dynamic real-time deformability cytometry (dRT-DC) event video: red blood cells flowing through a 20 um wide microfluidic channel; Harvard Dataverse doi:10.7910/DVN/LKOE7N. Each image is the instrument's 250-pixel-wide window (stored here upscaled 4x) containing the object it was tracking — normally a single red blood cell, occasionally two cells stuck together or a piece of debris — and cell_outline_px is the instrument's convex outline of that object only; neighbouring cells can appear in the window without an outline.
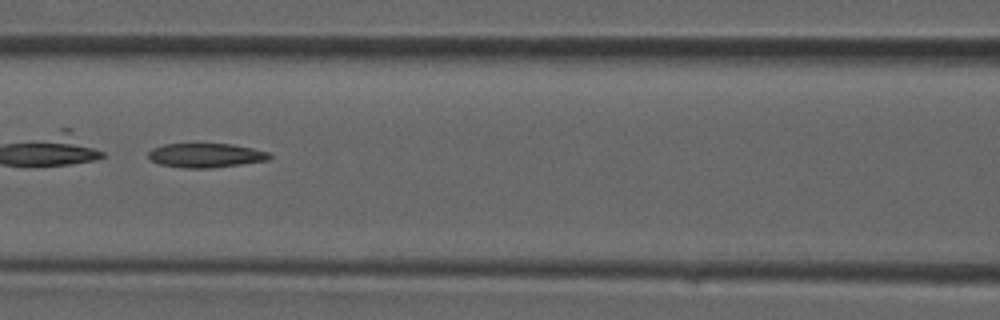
{"species": "common noctule bat (a hibernating species)", "species_latin": "Nyctalus noctula", "temperature_condition": "room temperature", "stored_images_in_passage": 36, "camera_frame_rate_fps": 3000, "um_per_image_px": 0.085, "animal": {"sex": "male", "forearm_length_mm": 52.5}, "frame": {"image": 1, "passage_image": 16, "time_ms": 5.0, "image_size_px": [1000, 320], "cell_outline_px": [[272, 156], [268, 160], [212, 168], [184, 168], [160, 164], [152, 160], [148, 156], [148, 152], [152, 148], [164, 144], [192, 140], [196, 140], [232, 144], [252, 148], [268, 152]], "centroid_in_image_um": [17.44, 13.14], "position_along_channel_um": 149.2, "area_um2": 18.03}}
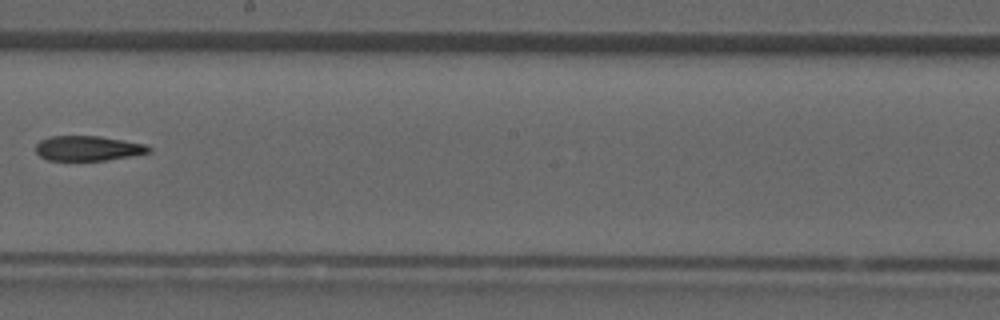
{"frame": {"image": 2, "passage_image": 21, "time_ms": 6.667, "image_size_px": [1000, 320], "cell_outline_px": [[152, 152], [132, 156], [104, 160], [48, 160], [40, 156], [36, 152], [36, 144], [40, 140], [52, 136], [100, 136], [124, 140], [144, 144], [152, 148]], "centroid_in_image_um": [7.5, 12.6], "position_along_channel_um": 240.7, "area_um2": 16.42}}